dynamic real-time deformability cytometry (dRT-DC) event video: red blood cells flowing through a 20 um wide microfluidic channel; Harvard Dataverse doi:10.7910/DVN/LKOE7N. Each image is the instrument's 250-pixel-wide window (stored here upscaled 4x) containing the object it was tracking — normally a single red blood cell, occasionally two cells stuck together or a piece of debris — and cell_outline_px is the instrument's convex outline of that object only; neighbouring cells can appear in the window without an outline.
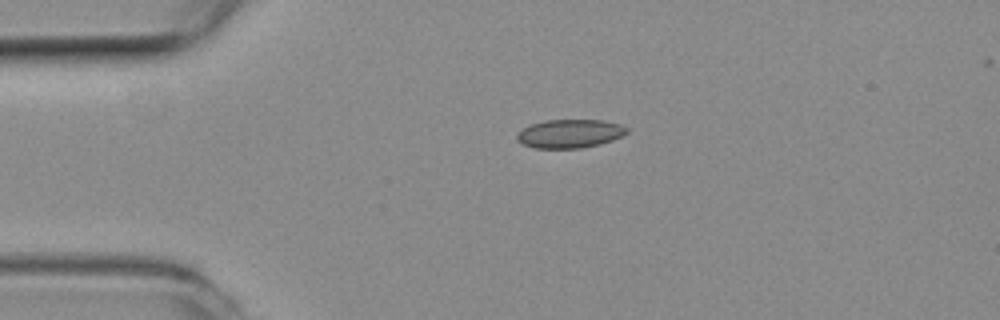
{"species": "common noctule bat (a hibernating species)", "species_latin": "Nyctalus noctula", "temperature_condition": "room temperature", "stored_images_in_passage": 44, "camera_frame_rate_fps": 3000, "um_per_image_px": 0.085, "animal": {"sex": "female", "body_mass_g": 19.3, "forearm_length_mm": 54.1}, "frame": {"image": 1, "passage_image": 1, "time_ms": 0.0, "image_size_px": [1000, 320], "cell_outline_px": [[628, 132], [624, 136], [600, 144], [580, 148], [536, 148], [524, 144], [516, 140], [516, 136], [524, 128], [532, 124], [544, 120], [604, 120], [620, 124], [628, 128]], "centroid_in_image_um": [48.48, 11.35], "position_along_channel_um": 36.5, "area_um2": 18.26}}
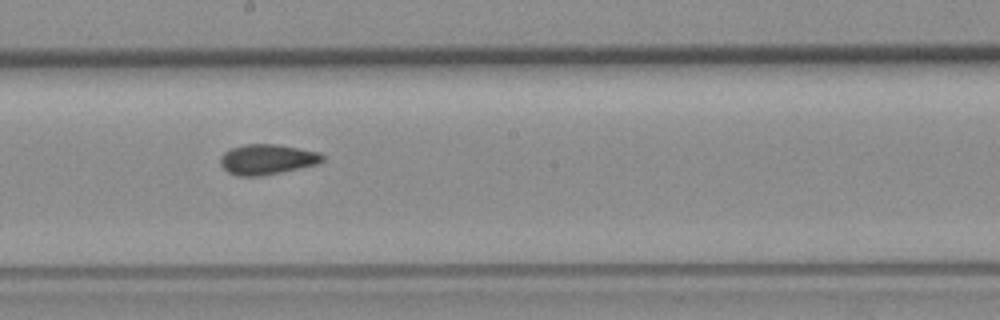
{"frame": {"image": 2, "passage_image": 19, "time_ms": 6.0, "image_size_px": [1000, 320], "cell_outline_px": [[324, 160], [320, 164], [260, 176], [236, 176], [228, 172], [220, 164], [220, 156], [224, 152], [232, 148], [244, 144], [276, 144], [320, 152], [324, 156]], "centroid_in_image_um": [22.71, 13.55], "position_along_channel_um": 225.5, "area_um2": 18.09}}
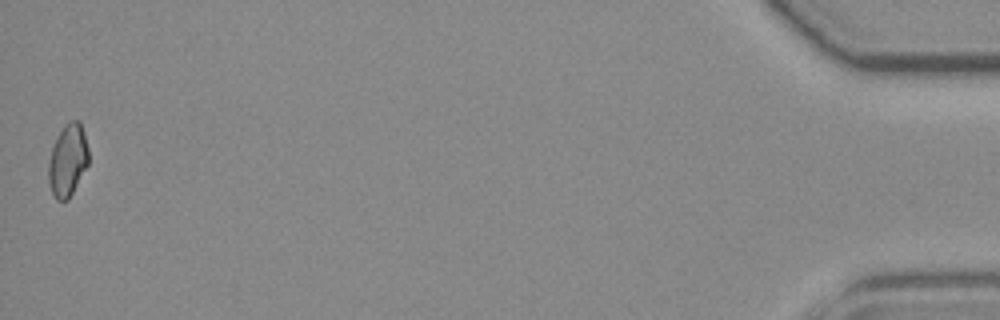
{"frame": {"image": 3, "passage_image": 44, "time_ms": 14.333, "image_size_px": [1000, 320], "cell_outline_px": [[88, 164], [68, 200], [56, 200], [52, 192], [48, 180], [48, 164], [52, 148], [56, 136], [64, 124], [68, 120], [80, 120], [84, 132], [88, 148]], "centroid_in_image_um": [5.75, 13.58], "position_along_channel_um": 429.4, "area_um2": 16.94}, "authors_computed_cell_mechanics": {"area_um2": 17.7157, "velocity_mm_per_s": 3.69, "shape_relaxation_time_tau1_ms": null, "shape_relaxation_time_tau2_ms": 2.5815, "deformation_change_tau1": null, "deformation_change_tau2": 0.0638}}